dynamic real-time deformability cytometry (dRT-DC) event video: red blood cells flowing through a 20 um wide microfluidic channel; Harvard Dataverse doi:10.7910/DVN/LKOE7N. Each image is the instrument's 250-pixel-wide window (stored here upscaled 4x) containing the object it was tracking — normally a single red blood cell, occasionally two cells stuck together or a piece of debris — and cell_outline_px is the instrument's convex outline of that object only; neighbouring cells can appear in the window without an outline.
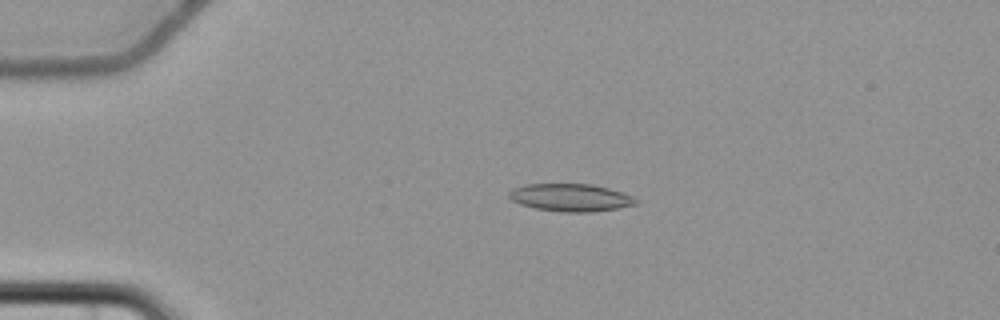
{"species": "common noctule bat (a hibernating species)", "species_latin": "Nyctalus noctula", "temperature_condition": "cold", "stored_images_in_passage": 5, "camera_frame_rate_fps": 3000, "um_per_image_px": 0.085, "animal": {"sex": "female", "body_mass_g": 22.7, "forearm_length_mm": 54.2}, "frame": {"image": 1, "passage_image": 2, "time_ms": 1.0, "image_size_px": [1000, 320], "cell_outline_px": [[640, 200], [636, 204], [616, 208], [592, 212], [560, 212], [536, 208], [520, 204], [512, 200], [508, 196], [508, 192], [512, 188], [524, 184], [592, 184], [608, 188], [632, 196]], "centroid_in_image_um": [48.47, 16.79], "position_along_channel_um": 36.5, "area_um2": 20.4}}
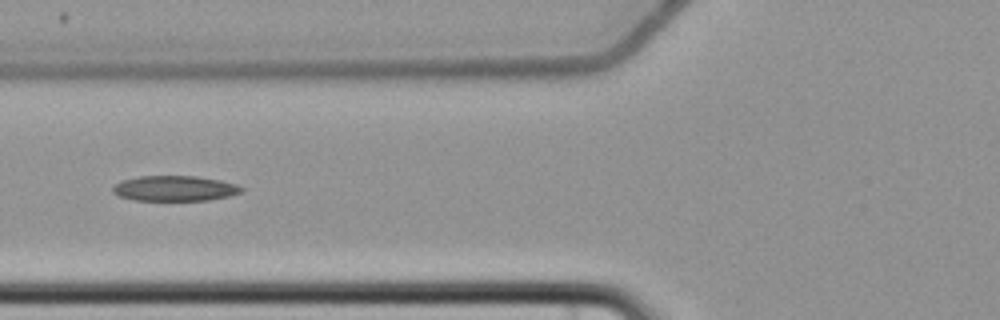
{"frame": {"image": 2, "passage_image": 4, "time_ms": 4.333, "image_size_px": [1000, 320], "cell_outline_px": [[244, 192], [228, 196], [208, 200], [132, 200], [120, 196], [112, 192], [112, 188], [120, 180], [140, 176], [196, 176], [220, 180], [236, 184], [244, 188]], "centroid_in_image_um": [14.85, 16.01], "position_along_channel_um": 110.9, "area_um2": 19.02}}
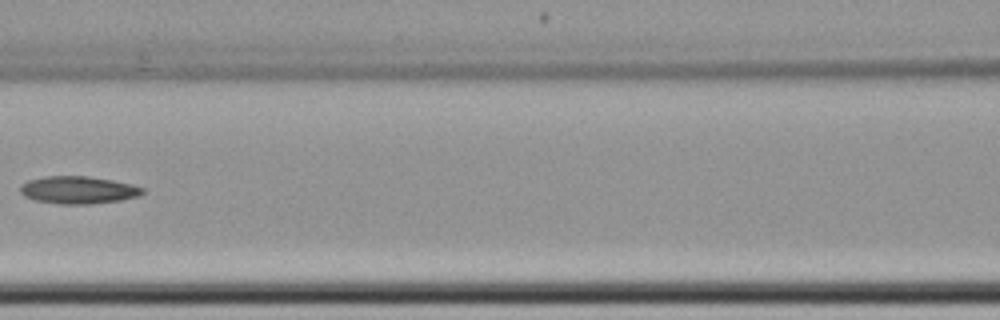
{"frame": {"image": 3, "passage_image": 5, "time_ms": 5.667, "image_size_px": [1000, 320], "cell_outline_px": [[144, 192], [136, 196], [120, 200], [88, 204], [60, 204], [36, 200], [24, 196], [20, 192], [20, 188], [28, 180], [44, 176], [88, 176], [112, 180], [132, 184], [144, 188]], "centroid_in_image_um": [6.64, 16.14], "position_along_channel_um": 160.0, "area_um2": 19.42}}